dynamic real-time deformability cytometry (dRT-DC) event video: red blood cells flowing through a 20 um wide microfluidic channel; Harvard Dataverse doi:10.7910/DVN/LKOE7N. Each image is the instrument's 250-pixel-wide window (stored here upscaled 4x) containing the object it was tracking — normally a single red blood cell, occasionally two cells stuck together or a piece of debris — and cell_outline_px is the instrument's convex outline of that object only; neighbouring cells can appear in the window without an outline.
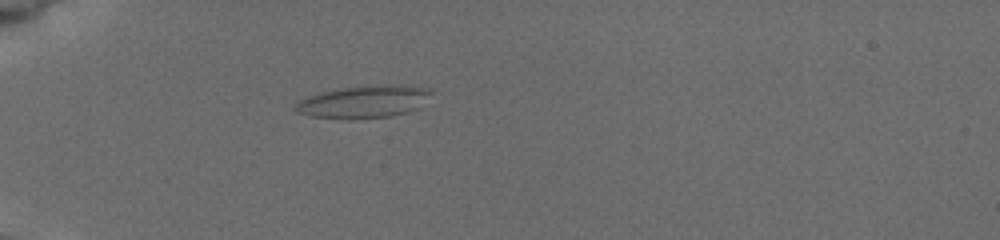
{"species": "common noctule bat (a hibernating species)", "species_latin": "Nyctalus noctula", "temperature_condition": "cold", "stored_images_in_passage": 5, "camera_frame_rate_fps": 3000, "um_per_image_px": 0.085, "animal": {"sex": "female", "body_mass_g": 19.5, "forearm_length_mm": 54.1}, "frame": {"image": 1, "passage_image": 2, "time_ms": 0.667, "image_size_px": [1000, 240], "cell_outline_px": [[432, 92], [420, 108], [408, 112], [392, 116], [352, 120], [348, 120], [308, 116], [296, 112], [292, 108], [300, 100], [308, 96], [324, 92], [344, 88], [388, 84], [428, 88]], "centroid_in_image_um": [30.91, 8.68], "position_along_channel_um": 54.1, "area_um2": 25.78}}
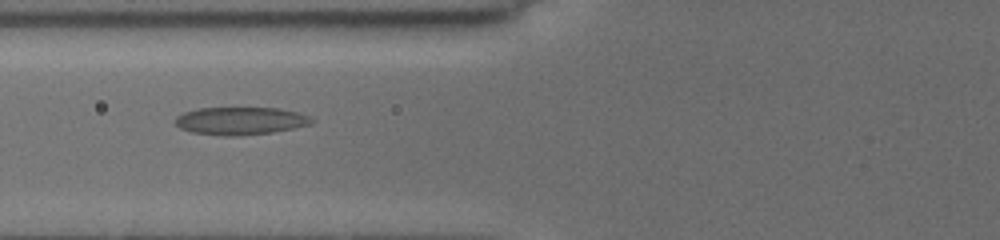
{"frame": {"image": 2, "passage_image": 4, "time_ms": 2.667, "image_size_px": [1000, 240], "cell_outline_px": [[316, 120], [312, 124], [296, 128], [272, 132], [240, 136], [224, 136], [192, 132], [180, 128], [172, 120], [176, 116], [184, 112], [200, 108], [276, 108], [296, 112], [308, 116]], "centroid_in_image_um": [20.43, 10.28], "position_along_channel_um": 105.4, "area_um2": 22.14}}